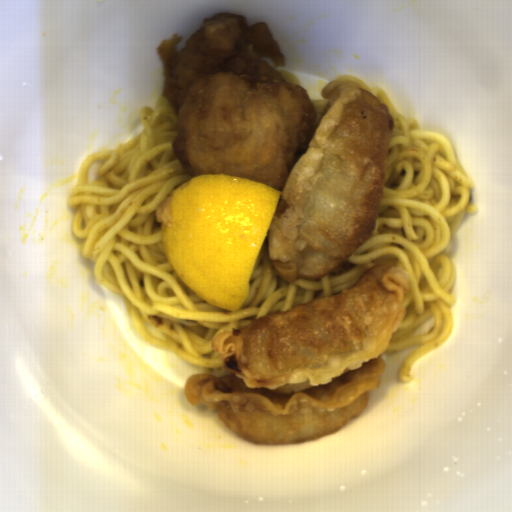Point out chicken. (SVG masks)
<instances>
[{"instance_id":"chicken-1","label":"chicken","mask_w":512,"mask_h":512,"mask_svg":"<svg viewBox=\"0 0 512 512\" xmlns=\"http://www.w3.org/2000/svg\"><path fill=\"white\" fill-rule=\"evenodd\" d=\"M157 47L161 95L176 116L174 157L189 177L222 174L283 191L319 124L310 93L284 80L286 61L267 24L205 17L186 40Z\"/></svg>"}]
</instances>
